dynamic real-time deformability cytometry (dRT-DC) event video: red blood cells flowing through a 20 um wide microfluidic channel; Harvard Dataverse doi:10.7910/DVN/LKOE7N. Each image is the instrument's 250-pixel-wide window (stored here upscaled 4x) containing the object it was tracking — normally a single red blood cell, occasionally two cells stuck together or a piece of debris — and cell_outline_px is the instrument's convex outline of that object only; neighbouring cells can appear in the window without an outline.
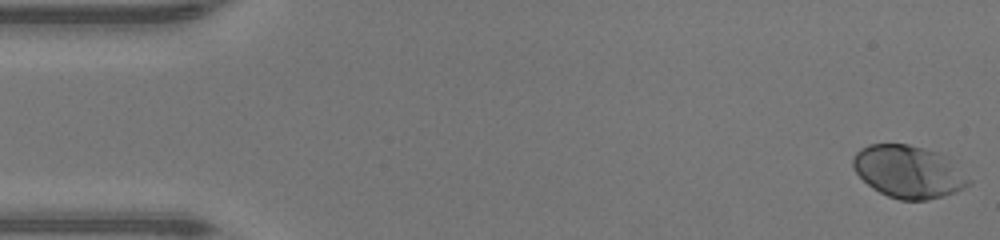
{"species": "human", "species_latin": "Homo sapiens", "temperature_condition": "warm", "stored_images_in_passage": 48, "camera_frame_rate_fps": 3000, "um_per_image_px": 0.085, "donor": {"sex": "male"}, "frame": {"image": 1, "passage_image": 1, "time_ms": 0.0, "image_size_px": [1000, 240], "cell_outline_px": [[972, 184], [956, 192], [944, 196], [928, 200], [900, 200], [888, 196], [872, 188], [856, 172], [852, 164], [852, 156], [860, 148], [868, 144], [908, 144], [924, 148], [948, 156], [972, 180]], "centroid_in_image_um": [77.25, 14.59], "position_along_channel_um": 7.7, "area_um2": 35.72}}
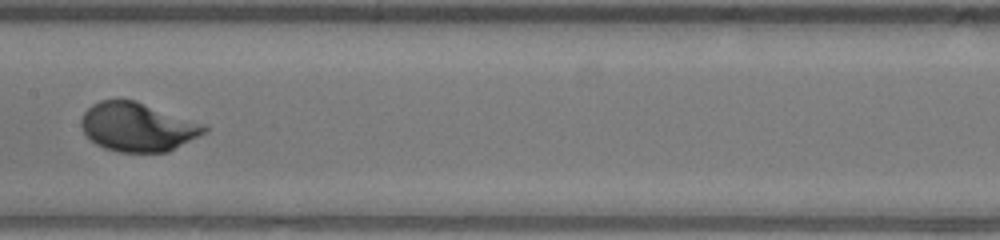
{"frame": {"image": 2, "passage_image": 24, "time_ms": 7.667, "image_size_px": [1000, 240], "cell_outline_px": [[208, 128], [200, 136], [168, 152], [120, 152], [104, 148], [96, 144], [84, 132], [80, 124], [80, 120], [84, 112], [92, 104], [100, 100], [136, 100], [208, 124]], "centroid_in_image_um": [11.74, 10.78], "position_along_channel_um": 195.7, "area_um2": 35.32}}
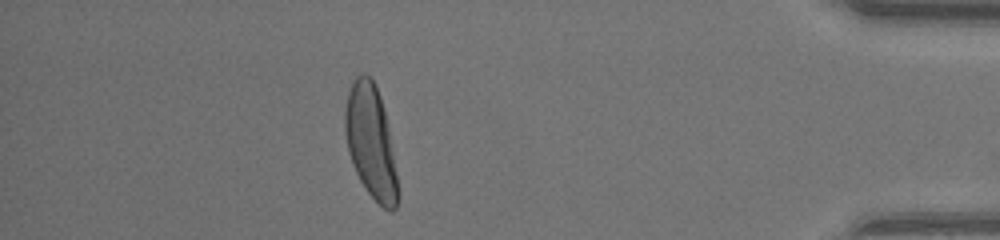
{"frame": {"image": 3, "passage_image": 42, "time_ms": 13.667, "image_size_px": [1000, 240], "cell_outline_px": [[400, 196], [396, 208], [392, 212], [384, 208], [364, 188], [352, 164], [348, 152], [344, 132], [344, 108], [348, 92], [352, 80], [356, 76], [364, 72], [372, 76], [380, 96], [384, 108], [388, 128], [400, 192]], "centroid_in_image_um": [31.51, 12.04], "position_along_channel_um": 403.7, "area_um2": 35.2}, "authors_computed_cell_mechanics": {"area_um2": 34.6511, "velocity_mm_per_s": 4.3485, "shape_relaxation_time_tau1_ms": 2.1501, "shape_relaxation_time_tau2_ms": null, "deformation_change_tau1": 0.1604, "deformation_change_tau2": null}}